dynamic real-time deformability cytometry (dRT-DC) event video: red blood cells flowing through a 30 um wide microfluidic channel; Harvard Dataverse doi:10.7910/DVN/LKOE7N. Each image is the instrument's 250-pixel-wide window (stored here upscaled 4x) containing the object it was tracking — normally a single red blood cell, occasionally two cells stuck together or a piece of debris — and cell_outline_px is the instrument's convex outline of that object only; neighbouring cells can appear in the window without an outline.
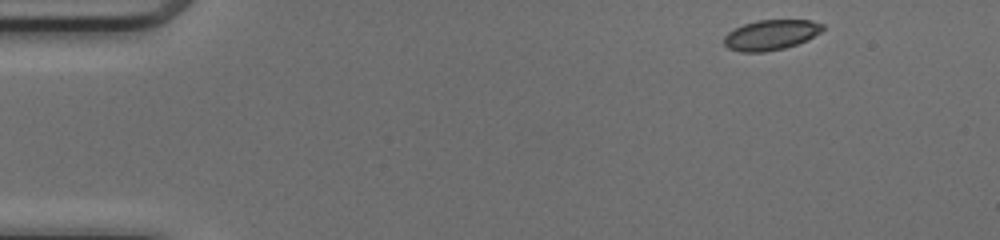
{"species": "common noctule bat (a hibernating species)", "species_latin": "Nyctalus noctula", "temperature_condition": "cold", "stored_images_in_passage": 45, "camera_frame_rate_fps": 3000, "um_per_image_px": 0.085, "animal": {"sex": "female", "body_mass_g": 17.0, "forearm_length_mm": 48.0}, "frame": {"image": 1, "passage_image": 1, "time_ms": 0.0, "image_size_px": [1000, 240], "cell_outline_px": [[824, 28], [820, 32], [808, 40], [784, 48], [764, 52], [740, 52], [728, 48], [724, 44], [724, 36], [728, 32], [744, 24], [756, 20], [812, 20], [824, 24]], "centroid_in_image_um": [65.53, 2.96], "position_along_channel_um": 19.5, "area_um2": 17.4}}
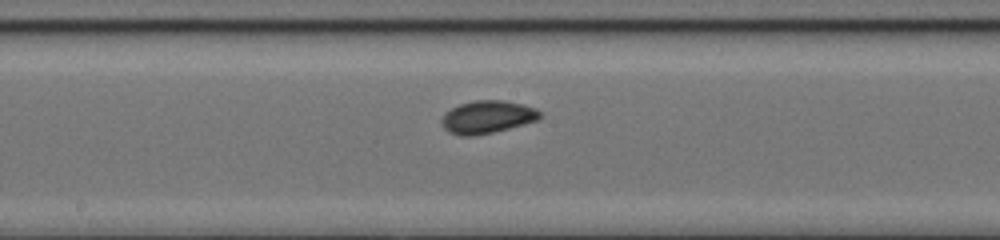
{"frame": {"image": 2, "passage_image": 22, "time_ms": 7.0, "image_size_px": [1000, 240], "cell_outline_px": [[544, 116], [536, 120], [524, 124], [492, 132], [472, 136], [460, 136], [448, 132], [444, 128], [440, 120], [444, 112], [460, 104], [476, 100], [504, 100], [524, 104], [536, 108]], "centroid_in_image_um": [41.41, 9.94], "position_along_channel_um": 206.8, "area_um2": 18.84}}
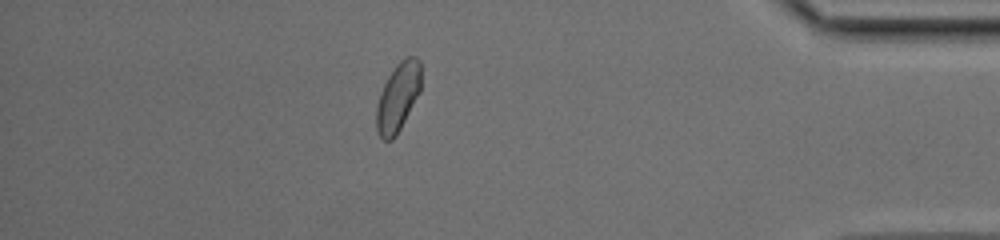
{"frame": {"image": 3, "passage_image": 39, "time_ms": 12.667, "image_size_px": [1000, 240], "cell_outline_px": [[420, 92], [396, 136], [392, 140], [384, 140], [380, 136], [376, 128], [376, 108], [380, 92], [388, 76], [396, 64], [404, 56], [416, 56], [420, 60]], "centroid_in_image_um": [33.82, 8.23], "position_along_channel_um": 401.4, "area_um2": 17.86}, "authors_computed_cell_mechanics": {"area_um2": 17.8602, "velocity_mm_per_s": 4.144, "shape_relaxation_time_tau1_ms": 8.0757, "shape_relaxation_time_tau2_ms": 2.253, "deformation_change_tau1": 0.0931, "deformation_change_tau2": 0.0505}}